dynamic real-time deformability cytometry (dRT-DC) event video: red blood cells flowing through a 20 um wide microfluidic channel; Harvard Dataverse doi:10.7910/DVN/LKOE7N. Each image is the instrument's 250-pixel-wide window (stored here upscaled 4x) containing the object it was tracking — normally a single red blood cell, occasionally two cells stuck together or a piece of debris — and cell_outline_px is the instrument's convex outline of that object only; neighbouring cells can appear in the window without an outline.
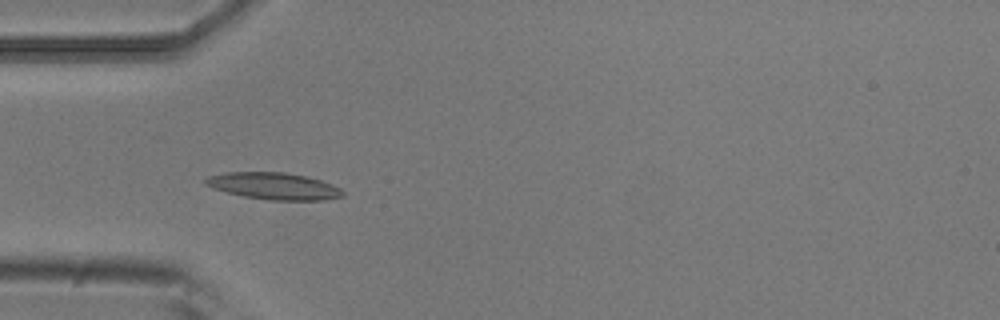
{"species": "common noctule bat (a hibernating species)", "species_latin": "Nyctalus noctula", "temperature_condition": "room temperature", "stored_images_in_passage": 5, "camera_frame_rate_fps": 3000, "um_per_image_px": 0.085, "animal": {"sex": "male", "body_mass_g": 20.5, "forearm_length_mm": 52.5}, "frame": {"image": 1, "passage_image": 4, "time_ms": 1.0, "image_size_px": [1000, 320], "cell_outline_px": [[344, 196], [324, 200], [268, 200], [244, 196], [212, 188], [204, 184], [204, 180], [208, 176], [224, 172], [284, 172], [308, 176], [332, 184], [340, 188], [344, 192]], "centroid_in_image_um": [23.28, 15.81], "position_along_channel_um": 61.7, "area_um2": 21.56}}
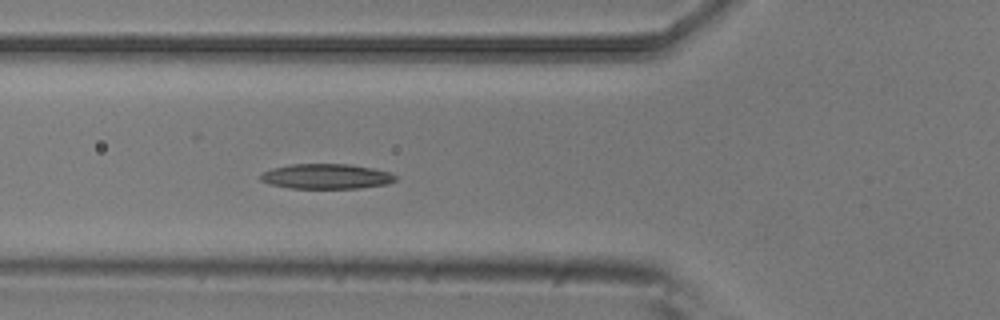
{"frame": {"image": 2, "passage_image": 5, "time_ms": 1.333, "image_size_px": [1000, 320], "cell_outline_px": [[396, 180], [388, 184], [360, 188], [288, 188], [268, 184], [260, 180], [260, 176], [264, 172], [272, 168], [292, 164], [348, 164], [372, 168], [388, 172], [396, 176]], "centroid_in_image_um": [27.72, 15.0], "position_along_channel_um": 98.1, "area_um2": 19.65}}